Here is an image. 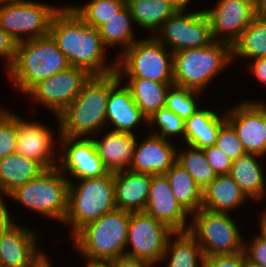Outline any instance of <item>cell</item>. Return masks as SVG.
<instances>
[{"mask_svg": "<svg viewBox=\"0 0 266 267\" xmlns=\"http://www.w3.org/2000/svg\"><path fill=\"white\" fill-rule=\"evenodd\" d=\"M154 264L127 255L112 260V267H152Z\"/></svg>", "mask_w": 266, "mask_h": 267, "instance_id": "cell-44", "label": "cell"}, {"mask_svg": "<svg viewBox=\"0 0 266 267\" xmlns=\"http://www.w3.org/2000/svg\"><path fill=\"white\" fill-rule=\"evenodd\" d=\"M234 55L249 59L266 57V16H256L232 45Z\"/></svg>", "mask_w": 266, "mask_h": 267, "instance_id": "cell-31", "label": "cell"}, {"mask_svg": "<svg viewBox=\"0 0 266 267\" xmlns=\"http://www.w3.org/2000/svg\"><path fill=\"white\" fill-rule=\"evenodd\" d=\"M248 197L229 174L217 175L203 190L201 208L212 212L227 213L244 203Z\"/></svg>", "mask_w": 266, "mask_h": 267, "instance_id": "cell-24", "label": "cell"}, {"mask_svg": "<svg viewBox=\"0 0 266 267\" xmlns=\"http://www.w3.org/2000/svg\"><path fill=\"white\" fill-rule=\"evenodd\" d=\"M86 267H112V260L88 259Z\"/></svg>", "mask_w": 266, "mask_h": 267, "instance_id": "cell-47", "label": "cell"}, {"mask_svg": "<svg viewBox=\"0 0 266 267\" xmlns=\"http://www.w3.org/2000/svg\"><path fill=\"white\" fill-rule=\"evenodd\" d=\"M174 235L177 238L171 242L169 237L162 257L163 260L171 255L167 267H198L204 254L197 240L188 231L174 232Z\"/></svg>", "mask_w": 266, "mask_h": 267, "instance_id": "cell-32", "label": "cell"}, {"mask_svg": "<svg viewBox=\"0 0 266 267\" xmlns=\"http://www.w3.org/2000/svg\"><path fill=\"white\" fill-rule=\"evenodd\" d=\"M164 46L155 38L136 40L116 60V71L121 77L173 82V53H166Z\"/></svg>", "mask_w": 266, "mask_h": 267, "instance_id": "cell-8", "label": "cell"}, {"mask_svg": "<svg viewBox=\"0 0 266 267\" xmlns=\"http://www.w3.org/2000/svg\"><path fill=\"white\" fill-rule=\"evenodd\" d=\"M145 213L166 224L174 232H185L189 214L174 197L165 174L152 175ZM186 227V228H185Z\"/></svg>", "mask_w": 266, "mask_h": 267, "instance_id": "cell-17", "label": "cell"}, {"mask_svg": "<svg viewBox=\"0 0 266 267\" xmlns=\"http://www.w3.org/2000/svg\"><path fill=\"white\" fill-rule=\"evenodd\" d=\"M30 267H52L45 255L38 258Z\"/></svg>", "mask_w": 266, "mask_h": 267, "instance_id": "cell-49", "label": "cell"}, {"mask_svg": "<svg viewBox=\"0 0 266 267\" xmlns=\"http://www.w3.org/2000/svg\"><path fill=\"white\" fill-rule=\"evenodd\" d=\"M49 33L70 66L83 68L91 75H106L117 70V64L106 66L104 63L105 46L99 30L87 24L71 6L61 8L53 16Z\"/></svg>", "mask_w": 266, "mask_h": 267, "instance_id": "cell-1", "label": "cell"}, {"mask_svg": "<svg viewBox=\"0 0 266 267\" xmlns=\"http://www.w3.org/2000/svg\"><path fill=\"white\" fill-rule=\"evenodd\" d=\"M46 169L21 154H8L0 160V192L8 195L14 189L38 177Z\"/></svg>", "mask_w": 266, "mask_h": 267, "instance_id": "cell-25", "label": "cell"}, {"mask_svg": "<svg viewBox=\"0 0 266 267\" xmlns=\"http://www.w3.org/2000/svg\"><path fill=\"white\" fill-rule=\"evenodd\" d=\"M17 50V42L0 28V55L7 58V70L13 65Z\"/></svg>", "mask_w": 266, "mask_h": 267, "instance_id": "cell-43", "label": "cell"}, {"mask_svg": "<svg viewBox=\"0 0 266 267\" xmlns=\"http://www.w3.org/2000/svg\"><path fill=\"white\" fill-rule=\"evenodd\" d=\"M91 76L83 68L69 66L36 84L28 94L52 109L58 117L81 93Z\"/></svg>", "mask_w": 266, "mask_h": 267, "instance_id": "cell-13", "label": "cell"}, {"mask_svg": "<svg viewBox=\"0 0 266 267\" xmlns=\"http://www.w3.org/2000/svg\"><path fill=\"white\" fill-rule=\"evenodd\" d=\"M192 216L194 223L188 226V232L197 240L204 255L244 251L243 238L228 213L200 208Z\"/></svg>", "mask_w": 266, "mask_h": 267, "instance_id": "cell-9", "label": "cell"}, {"mask_svg": "<svg viewBox=\"0 0 266 267\" xmlns=\"http://www.w3.org/2000/svg\"><path fill=\"white\" fill-rule=\"evenodd\" d=\"M208 164L213 168L217 175L229 174L233 160H231L218 147L211 146L203 149Z\"/></svg>", "mask_w": 266, "mask_h": 267, "instance_id": "cell-41", "label": "cell"}, {"mask_svg": "<svg viewBox=\"0 0 266 267\" xmlns=\"http://www.w3.org/2000/svg\"><path fill=\"white\" fill-rule=\"evenodd\" d=\"M217 4L214 8L205 10L210 21L213 41L232 46L257 16L253 0H220ZM221 33L227 35L217 38Z\"/></svg>", "mask_w": 266, "mask_h": 267, "instance_id": "cell-15", "label": "cell"}, {"mask_svg": "<svg viewBox=\"0 0 266 267\" xmlns=\"http://www.w3.org/2000/svg\"><path fill=\"white\" fill-rule=\"evenodd\" d=\"M8 1H13V0H0V3L1 2H8Z\"/></svg>", "mask_w": 266, "mask_h": 267, "instance_id": "cell-53", "label": "cell"}, {"mask_svg": "<svg viewBox=\"0 0 266 267\" xmlns=\"http://www.w3.org/2000/svg\"><path fill=\"white\" fill-rule=\"evenodd\" d=\"M69 181L68 211L64 223L72 225V236L84 225L116 209L113 172L97 178Z\"/></svg>", "mask_w": 266, "mask_h": 267, "instance_id": "cell-6", "label": "cell"}, {"mask_svg": "<svg viewBox=\"0 0 266 267\" xmlns=\"http://www.w3.org/2000/svg\"><path fill=\"white\" fill-rule=\"evenodd\" d=\"M8 111L0 108V160L16 153L17 116Z\"/></svg>", "mask_w": 266, "mask_h": 267, "instance_id": "cell-38", "label": "cell"}, {"mask_svg": "<svg viewBox=\"0 0 266 267\" xmlns=\"http://www.w3.org/2000/svg\"><path fill=\"white\" fill-rule=\"evenodd\" d=\"M215 146L233 161L246 154L236 131L227 121L220 127Z\"/></svg>", "mask_w": 266, "mask_h": 267, "instance_id": "cell-39", "label": "cell"}, {"mask_svg": "<svg viewBox=\"0 0 266 267\" xmlns=\"http://www.w3.org/2000/svg\"><path fill=\"white\" fill-rule=\"evenodd\" d=\"M133 18L130 11L125 5L118 13L102 24L98 30L104 46L122 44L123 50L126 51L136 40L133 36L130 22Z\"/></svg>", "mask_w": 266, "mask_h": 267, "instance_id": "cell-33", "label": "cell"}, {"mask_svg": "<svg viewBox=\"0 0 266 267\" xmlns=\"http://www.w3.org/2000/svg\"><path fill=\"white\" fill-rule=\"evenodd\" d=\"M126 85L136 105L148 118L166 104V96L173 82H157L143 78H128Z\"/></svg>", "mask_w": 266, "mask_h": 267, "instance_id": "cell-28", "label": "cell"}, {"mask_svg": "<svg viewBox=\"0 0 266 267\" xmlns=\"http://www.w3.org/2000/svg\"><path fill=\"white\" fill-rule=\"evenodd\" d=\"M256 14L258 16L266 15V0H253Z\"/></svg>", "mask_w": 266, "mask_h": 267, "instance_id": "cell-48", "label": "cell"}, {"mask_svg": "<svg viewBox=\"0 0 266 267\" xmlns=\"http://www.w3.org/2000/svg\"><path fill=\"white\" fill-rule=\"evenodd\" d=\"M245 251L233 254L204 255L202 267H242Z\"/></svg>", "mask_w": 266, "mask_h": 267, "instance_id": "cell-40", "label": "cell"}, {"mask_svg": "<svg viewBox=\"0 0 266 267\" xmlns=\"http://www.w3.org/2000/svg\"><path fill=\"white\" fill-rule=\"evenodd\" d=\"M188 148L185 152L177 151V162L186 169L203 191L216 178L217 174L208 164L203 149L190 145Z\"/></svg>", "mask_w": 266, "mask_h": 267, "instance_id": "cell-34", "label": "cell"}, {"mask_svg": "<svg viewBox=\"0 0 266 267\" xmlns=\"http://www.w3.org/2000/svg\"><path fill=\"white\" fill-rule=\"evenodd\" d=\"M226 121L234 128L248 154H266V105L243 102L227 111Z\"/></svg>", "mask_w": 266, "mask_h": 267, "instance_id": "cell-14", "label": "cell"}, {"mask_svg": "<svg viewBox=\"0 0 266 267\" xmlns=\"http://www.w3.org/2000/svg\"><path fill=\"white\" fill-rule=\"evenodd\" d=\"M130 212L114 209L80 228L75 246L87 259L113 260L125 255Z\"/></svg>", "mask_w": 266, "mask_h": 267, "instance_id": "cell-4", "label": "cell"}, {"mask_svg": "<svg viewBox=\"0 0 266 267\" xmlns=\"http://www.w3.org/2000/svg\"><path fill=\"white\" fill-rule=\"evenodd\" d=\"M261 224H260V237L262 238V239H264L265 241H266V213L263 215V217H262V219H261Z\"/></svg>", "mask_w": 266, "mask_h": 267, "instance_id": "cell-51", "label": "cell"}, {"mask_svg": "<svg viewBox=\"0 0 266 267\" xmlns=\"http://www.w3.org/2000/svg\"><path fill=\"white\" fill-rule=\"evenodd\" d=\"M126 5L134 22L155 32L177 11L169 0H126Z\"/></svg>", "mask_w": 266, "mask_h": 267, "instance_id": "cell-30", "label": "cell"}, {"mask_svg": "<svg viewBox=\"0 0 266 267\" xmlns=\"http://www.w3.org/2000/svg\"><path fill=\"white\" fill-rule=\"evenodd\" d=\"M215 112L208 109H197L196 112L185 120L184 139L186 144L205 149L214 146L220 131V127L226 122Z\"/></svg>", "mask_w": 266, "mask_h": 267, "instance_id": "cell-26", "label": "cell"}, {"mask_svg": "<svg viewBox=\"0 0 266 267\" xmlns=\"http://www.w3.org/2000/svg\"><path fill=\"white\" fill-rule=\"evenodd\" d=\"M121 79L117 71L106 75H92L81 93L58 116L59 136L81 138L104 128L110 90Z\"/></svg>", "mask_w": 266, "mask_h": 267, "instance_id": "cell-2", "label": "cell"}, {"mask_svg": "<svg viewBox=\"0 0 266 267\" xmlns=\"http://www.w3.org/2000/svg\"><path fill=\"white\" fill-rule=\"evenodd\" d=\"M51 133L44 125L23 121L17 115L16 152L39 162L45 169L58 167L56 163L59 159L53 158Z\"/></svg>", "mask_w": 266, "mask_h": 267, "instance_id": "cell-20", "label": "cell"}, {"mask_svg": "<svg viewBox=\"0 0 266 267\" xmlns=\"http://www.w3.org/2000/svg\"><path fill=\"white\" fill-rule=\"evenodd\" d=\"M157 32H160V36L154 38L162 44L166 41L169 46L172 45V53L206 47L213 42L210 21L204 10L185 15L183 11H176Z\"/></svg>", "mask_w": 266, "mask_h": 267, "instance_id": "cell-12", "label": "cell"}, {"mask_svg": "<svg viewBox=\"0 0 266 267\" xmlns=\"http://www.w3.org/2000/svg\"><path fill=\"white\" fill-rule=\"evenodd\" d=\"M177 161V149L169 140L151 134L144 142L136 144L128 170L136 173L165 174Z\"/></svg>", "mask_w": 266, "mask_h": 267, "instance_id": "cell-19", "label": "cell"}, {"mask_svg": "<svg viewBox=\"0 0 266 267\" xmlns=\"http://www.w3.org/2000/svg\"><path fill=\"white\" fill-rule=\"evenodd\" d=\"M126 5V0H92L83 7H71L87 24L99 28Z\"/></svg>", "mask_w": 266, "mask_h": 267, "instance_id": "cell-35", "label": "cell"}, {"mask_svg": "<svg viewBox=\"0 0 266 267\" xmlns=\"http://www.w3.org/2000/svg\"><path fill=\"white\" fill-rule=\"evenodd\" d=\"M98 156L109 172H117L130 166L137 144L133 133L110 131L103 139L92 138Z\"/></svg>", "mask_w": 266, "mask_h": 267, "instance_id": "cell-22", "label": "cell"}, {"mask_svg": "<svg viewBox=\"0 0 266 267\" xmlns=\"http://www.w3.org/2000/svg\"><path fill=\"white\" fill-rule=\"evenodd\" d=\"M14 220L9 217L8 210L0 197V232L3 231Z\"/></svg>", "mask_w": 266, "mask_h": 267, "instance_id": "cell-46", "label": "cell"}, {"mask_svg": "<svg viewBox=\"0 0 266 267\" xmlns=\"http://www.w3.org/2000/svg\"><path fill=\"white\" fill-rule=\"evenodd\" d=\"M120 82L110 90L106 124L110 121L116 128L113 131L132 133V128L143 119L147 122V117L134 102L130 89L126 85L120 87Z\"/></svg>", "mask_w": 266, "mask_h": 267, "instance_id": "cell-23", "label": "cell"}, {"mask_svg": "<svg viewBox=\"0 0 266 267\" xmlns=\"http://www.w3.org/2000/svg\"><path fill=\"white\" fill-rule=\"evenodd\" d=\"M113 179L116 209L128 212H144L152 175L126 169L113 172Z\"/></svg>", "mask_w": 266, "mask_h": 267, "instance_id": "cell-21", "label": "cell"}, {"mask_svg": "<svg viewBox=\"0 0 266 267\" xmlns=\"http://www.w3.org/2000/svg\"><path fill=\"white\" fill-rule=\"evenodd\" d=\"M157 122L161 132L152 133L167 140V136H175L185 133V121L176 115L173 111L169 110L166 106L161 107L158 111L154 112L147 118L146 124H154Z\"/></svg>", "mask_w": 266, "mask_h": 267, "instance_id": "cell-37", "label": "cell"}, {"mask_svg": "<svg viewBox=\"0 0 266 267\" xmlns=\"http://www.w3.org/2000/svg\"><path fill=\"white\" fill-rule=\"evenodd\" d=\"M232 59V46L220 41H213L206 47L174 52L173 83L201 92Z\"/></svg>", "mask_w": 266, "mask_h": 267, "instance_id": "cell-5", "label": "cell"}, {"mask_svg": "<svg viewBox=\"0 0 266 267\" xmlns=\"http://www.w3.org/2000/svg\"><path fill=\"white\" fill-rule=\"evenodd\" d=\"M244 251L250 260L266 267V241L260 236H256L249 247L245 244Z\"/></svg>", "mask_w": 266, "mask_h": 267, "instance_id": "cell-42", "label": "cell"}, {"mask_svg": "<svg viewBox=\"0 0 266 267\" xmlns=\"http://www.w3.org/2000/svg\"><path fill=\"white\" fill-rule=\"evenodd\" d=\"M165 176L169 180L174 197L189 214L201 208L203 191L184 167L176 161Z\"/></svg>", "mask_w": 266, "mask_h": 267, "instance_id": "cell-29", "label": "cell"}, {"mask_svg": "<svg viewBox=\"0 0 266 267\" xmlns=\"http://www.w3.org/2000/svg\"><path fill=\"white\" fill-rule=\"evenodd\" d=\"M177 11H184V7L190 0H169Z\"/></svg>", "mask_w": 266, "mask_h": 267, "instance_id": "cell-50", "label": "cell"}, {"mask_svg": "<svg viewBox=\"0 0 266 267\" xmlns=\"http://www.w3.org/2000/svg\"><path fill=\"white\" fill-rule=\"evenodd\" d=\"M174 231L163 222L145 212H130L126 245L132 249L125 255L147 262L158 263L162 257L169 237ZM131 251V252H130Z\"/></svg>", "mask_w": 266, "mask_h": 267, "instance_id": "cell-11", "label": "cell"}, {"mask_svg": "<svg viewBox=\"0 0 266 267\" xmlns=\"http://www.w3.org/2000/svg\"><path fill=\"white\" fill-rule=\"evenodd\" d=\"M242 267H263V266H261L260 264H258L256 262H253L245 254V258L243 260Z\"/></svg>", "mask_w": 266, "mask_h": 267, "instance_id": "cell-52", "label": "cell"}, {"mask_svg": "<svg viewBox=\"0 0 266 267\" xmlns=\"http://www.w3.org/2000/svg\"><path fill=\"white\" fill-rule=\"evenodd\" d=\"M262 157L244 154L233 161L229 175L248 198L262 199L265 193V178L261 165L256 160Z\"/></svg>", "mask_w": 266, "mask_h": 267, "instance_id": "cell-27", "label": "cell"}, {"mask_svg": "<svg viewBox=\"0 0 266 267\" xmlns=\"http://www.w3.org/2000/svg\"><path fill=\"white\" fill-rule=\"evenodd\" d=\"M69 66L56 40L49 33L17 43L15 60L8 73L15 86L26 94L39 82Z\"/></svg>", "mask_w": 266, "mask_h": 267, "instance_id": "cell-3", "label": "cell"}, {"mask_svg": "<svg viewBox=\"0 0 266 267\" xmlns=\"http://www.w3.org/2000/svg\"><path fill=\"white\" fill-rule=\"evenodd\" d=\"M201 93L193 89L172 85L168 90L165 106L185 121L198 109L195 98Z\"/></svg>", "mask_w": 266, "mask_h": 267, "instance_id": "cell-36", "label": "cell"}, {"mask_svg": "<svg viewBox=\"0 0 266 267\" xmlns=\"http://www.w3.org/2000/svg\"><path fill=\"white\" fill-rule=\"evenodd\" d=\"M62 174L58 167L46 169L7 196L33 211L64 223L68 211L69 180Z\"/></svg>", "mask_w": 266, "mask_h": 267, "instance_id": "cell-7", "label": "cell"}, {"mask_svg": "<svg viewBox=\"0 0 266 267\" xmlns=\"http://www.w3.org/2000/svg\"><path fill=\"white\" fill-rule=\"evenodd\" d=\"M250 66L253 75L266 85V57L256 58Z\"/></svg>", "mask_w": 266, "mask_h": 267, "instance_id": "cell-45", "label": "cell"}, {"mask_svg": "<svg viewBox=\"0 0 266 267\" xmlns=\"http://www.w3.org/2000/svg\"><path fill=\"white\" fill-rule=\"evenodd\" d=\"M59 138L60 144L63 145L61 149L65 151L62 152L65 154L60 156L62 158L58 164V168L62 172L67 170L78 179L97 178L109 172L98 156L92 138L81 137L80 139L67 136H60Z\"/></svg>", "mask_w": 266, "mask_h": 267, "instance_id": "cell-16", "label": "cell"}, {"mask_svg": "<svg viewBox=\"0 0 266 267\" xmlns=\"http://www.w3.org/2000/svg\"><path fill=\"white\" fill-rule=\"evenodd\" d=\"M60 10L33 1L13 0L0 3V28L17 43L49 34L53 16ZM25 34L28 38H25Z\"/></svg>", "mask_w": 266, "mask_h": 267, "instance_id": "cell-10", "label": "cell"}, {"mask_svg": "<svg viewBox=\"0 0 266 267\" xmlns=\"http://www.w3.org/2000/svg\"><path fill=\"white\" fill-rule=\"evenodd\" d=\"M35 234L12 222L0 232V265L30 267L43 252H37Z\"/></svg>", "mask_w": 266, "mask_h": 267, "instance_id": "cell-18", "label": "cell"}]
</instances>
